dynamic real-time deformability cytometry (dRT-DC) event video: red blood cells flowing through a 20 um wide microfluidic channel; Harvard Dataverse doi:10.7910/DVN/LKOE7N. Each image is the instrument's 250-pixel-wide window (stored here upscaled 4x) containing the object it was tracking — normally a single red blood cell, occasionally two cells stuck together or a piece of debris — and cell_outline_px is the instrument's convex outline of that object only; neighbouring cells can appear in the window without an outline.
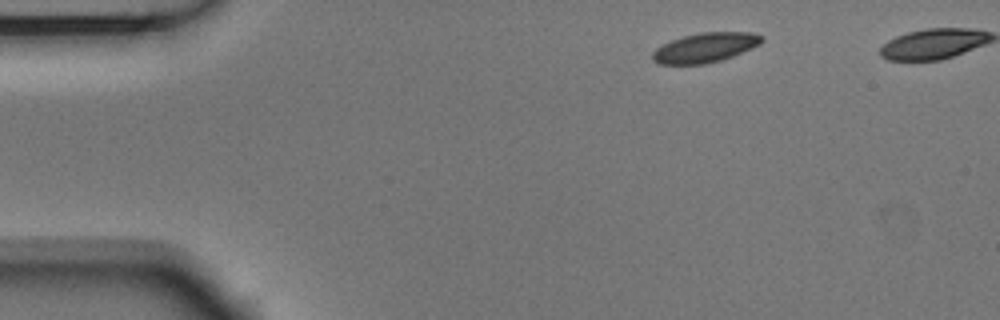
{"species": "Egyptian fruit bat (a non-hibernating species)", "species_latin": "Rousettus aegyptiacus", "temperature_condition": "room temperature", "stored_images_in_passage": 4, "camera_frame_rate_fps": 3000, "um_per_image_px": 0.085, "animal": {"sex": "male"}, "frame": {"image": 1, "passage_image": 1, "time_ms": 0.0, "image_size_px": [1000, 320], "cell_outline_px": [[764, 40], [760, 44], [752, 48], [732, 56], [720, 60], [704, 64], [660, 64], [652, 60], [652, 52], [656, 48], [672, 40], [684, 36], [700, 32], [752, 32], [764, 36]], "centroid_in_image_um": [59.96, 4.04], "position_along_channel_um": 25.0, "area_um2": 18.79}}